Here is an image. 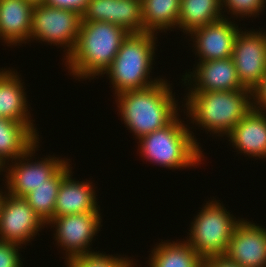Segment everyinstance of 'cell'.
Masks as SVG:
<instances>
[{
    "mask_svg": "<svg viewBox=\"0 0 266 267\" xmlns=\"http://www.w3.org/2000/svg\"><path fill=\"white\" fill-rule=\"evenodd\" d=\"M172 90L170 81L163 78L148 88L129 90L116 95V109L127 130L134 134V138L138 140L162 129L178 115L181 116L179 102Z\"/></svg>",
    "mask_w": 266,
    "mask_h": 267,
    "instance_id": "obj_1",
    "label": "cell"
},
{
    "mask_svg": "<svg viewBox=\"0 0 266 267\" xmlns=\"http://www.w3.org/2000/svg\"><path fill=\"white\" fill-rule=\"evenodd\" d=\"M130 33L109 22H81L78 41L64 60L68 73L76 80L99 79L110 67L120 46Z\"/></svg>",
    "mask_w": 266,
    "mask_h": 267,
    "instance_id": "obj_2",
    "label": "cell"
},
{
    "mask_svg": "<svg viewBox=\"0 0 266 267\" xmlns=\"http://www.w3.org/2000/svg\"><path fill=\"white\" fill-rule=\"evenodd\" d=\"M183 100L181 110L191 120L190 123L198 125V128L202 127L201 130H205L207 134L210 132L209 136L214 135L215 138H226L253 108L252 90L248 88L236 91L188 92Z\"/></svg>",
    "mask_w": 266,
    "mask_h": 267,
    "instance_id": "obj_3",
    "label": "cell"
},
{
    "mask_svg": "<svg viewBox=\"0 0 266 267\" xmlns=\"http://www.w3.org/2000/svg\"><path fill=\"white\" fill-rule=\"evenodd\" d=\"M179 117L138 139V150L143 160L170 170L200 166L205 158L201 144L197 142L192 127Z\"/></svg>",
    "mask_w": 266,
    "mask_h": 267,
    "instance_id": "obj_4",
    "label": "cell"
},
{
    "mask_svg": "<svg viewBox=\"0 0 266 267\" xmlns=\"http://www.w3.org/2000/svg\"><path fill=\"white\" fill-rule=\"evenodd\" d=\"M157 35L153 32L130 33L123 41L110 67L101 76L107 75L114 96L145 89L162 80V77L150 76L156 57Z\"/></svg>",
    "mask_w": 266,
    "mask_h": 267,
    "instance_id": "obj_5",
    "label": "cell"
},
{
    "mask_svg": "<svg viewBox=\"0 0 266 267\" xmlns=\"http://www.w3.org/2000/svg\"><path fill=\"white\" fill-rule=\"evenodd\" d=\"M219 201L214 198L203 204L190 223V233L186 237V241L203 260L225 254L233 231L242 220V217L237 219L227 211L223 202Z\"/></svg>",
    "mask_w": 266,
    "mask_h": 267,
    "instance_id": "obj_6",
    "label": "cell"
},
{
    "mask_svg": "<svg viewBox=\"0 0 266 267\" xmlns=\"http://www.w3.org/2000/svg\"><path fill=\"white\" fill-rule=\"evenodd\" d=\"M81 15L75 11L35 5L32 12L30 41L46 42L64 48L63 62L73 52L78 41Z\"/></svg>",
    "mask_w": 266,
    "mask_h": 267,
    "instance_id": "obj_7",
    "label": "cell"
},
{
    "mask_svg": "<svg viewBox=\"0 0 266 267\" xmlns=\"http://www.w3.org/2000/svg\"><path fill=\"white\" fill-rule=\"evenodd\" d=\"M100 209L96 212L77 213L54 217L46 228L51 226L56 245L65 251L64 263L70 259L93 252L91 245L103 225Z\"/></svg>",
    "mask_w": 266,
    "mask_h": 267,
    "instance_id": "obj_8",
    "label": "cell"
},
{
    "mask_svg": "<svg viewBox=\"0 0 266 267\" xmlns=\"http://www.w3.org/2000/svg\"><path fill=\"white\" fill-rule=\"evenodd\" d=\"M38 143L39 141L22 157L6 163V173L4 174L6 178L3 181L6 180L5 187L8 189V194L24 197L35 187L44 184L68 160L65 157L48 155V157L40 158L41 160L38 158L37 161H33V158L36 159L34 154L40 147V143Z\"/></svg>",
    "mask_w": 266,
    "mask_h": 267,
    "instance_id": "obj_9",
    "label": "cell"
},
{
    "mask_svg": "<svg viewBox=\"0 0 266 267\" xmlns=\"http://www.w3.org/2000/svg\"><path fill=\"white\" fill-rule=\"evenodd\" d=\"M241 84L253 90L266 73V32L241 29L234 42L232 57Z\"/></svg>",
    "mask_w": 266,
    "mask_h": 267,
    "instance_id": "obj_10",
    "label": "cell"
},
{
    "mask_svg": "<svg viewBox=\"0 0 266 267\" xmlns=\"http://www.w3.org/2000/svg\"><path fill=\"white\" fill-rule=\"evenodd\" d=\"M45 226L23 197L7 193L0 212V241L26 246Z\"/></svg>",
    "mask_w": 266,
    "mask_h": 267,
    "instance_id": "obj_11",
    "label": "cell"
},
{
    "mask_svg": "<svg viewBox=\"0 0 266 267\" xmlns=\"http://www.w3.org/2000/svg\"><path fill=\"white\" fill-rule=\"evenodd\" d=\"M194 70L182 75L188 92L236 91L245 89L239 81L234 61L231 57L211 61H199ZM191 85V86H190Z\"/></svg>",
    "mask_w": 266,
    "mask_h": 267,
    "instance_id": "obj_12",
    "label": "cell"
},
{
    "mask_svg": "<svg viewBox=\"0 0 266 267\" xmlns=\"http://www.w3.org/2000/svg\"><path fill=\"white\" fill-rule=\"evenodd\" d=\"M242 218L223 255L240 267H266V228Z\"/></svg>",
    "mask_w": 266,
    "mask_h": 267,
    "instance_id": "obj_13",
    "label": "cell"
},
{
    "mask_svg": "<svg viewBox=\"0 0 266 267\" xmlns=\"http://www.w3.org/2000/svg\"><path fill=\"white\" fill-rule=\"evenodd\" d=\"M235 22V23H234ZM236 21L229 18L192 30L187 36L192 39V47L199 61H211L232 57L234 42L238 32Z\"/></svg>",
    "mask_w": 266,
    "mask_h": 267,
    "instance_id": "obj_14",
    "label": "cell"
},
{
    "mask_svg": "<svg viewBox=\"0 0 266 267\" xmlns=\"http://www.w3.org/2000/svg\"><path fill=\"white\" fill-rule=\"evenodd\" d=\"M100 21L121 26L129 33H144L141 0H90L81 22Z\"/></svg>",
    "mask_w": 266,
    "mask_h": 267,
    "instance_id": "obj_15",
    "label": "cell"
},
{
    "mask_svg": "<svg viewBox=\"0 0 266 267\" xmlns=\"http://www.w3.org/2000/svg\"><path fill=\"white\" fill-rule=\"evenodd\" d=\"M226 137L237 154L266 160V113L252 108Z\"/></svg>",
    "mask_w": 266,
    "mask_h": 267,
    "instance_id": "obj_16",
    "label": "cell"
},
{
    "mask_svg": "<svg viewBox=\"0 0 266 267\" xmlns=\"http://www.w3.org/2000/svg\"><path fill=\"white\" fill-rule=\"evenodd\" d=\"M72 170L63 178L54 208V217L73 215L77 213L96 212L100 209L96 198V187L93 182L77 181ZM98 201V202H97Z\"/></svg>",
    "mask_w": 266,
    "mask_h": 267,
    "instance_id": "obj_17",
    "label": "cell"
},
{
    "mask_svg": "<svg viewBox=\"0 0 266 267\" xmlns=\"http://www.w3.org/2000/svg\"><path fill=\"white\" fill-rule=\"evenodd\" d=\"M33 5L26 0H0V40L7 46L29 43Z\"/></svg>",
    "mask_w": 266,
    "mask_h": 267,
    "instance_id": "obj_18",
    "label": "cell"
},
{
    "mask_svg": "<svg viewBox=\"0 0 266 267\" xmlns=\"http://www.w3.org/2000/svg\"><path fill=\"white\" fill-rule=\"evenodd\" d=\"M20 76L16 69L0 68V117L24 125H35V119L30 114L32 109L28 107L26 88Z\"/></svg>",
    "mask_w": 266,
    "mask_h": 267,
    "instance_id": "obj_19",
    "label": "cell"
},
{
    "mask_svg": "<svg viewBox=\"0 0 266 267\" xmlns=\"http://www.w3.org/2000/svg\"><path fill=\"white\" fill-rule=\"evenodd\" d=\"M39 139L36 126L0 117V159L3 162L22 157Z\"/></svg>",
    "mask_w": 266,
    "mask_h": 267,
    "instance_id": "obj_20",
    "label": "cell"
},
{
    "mask_svg": "<svg viewBox=\"0 0 266 267\" xmlns=\"http://www.w3.org/2000/svg\"><path fill=\"white\" fill-rule=\"evenodd\" d=\"M149 252V267H202L203 264V259L185 239L161 240Z\"/></svg>",
    "mask_w": 266,
    "mask_h": 267,
    "instance_id": "obj_21",
    "label": "cell"
},
{
    "mask_svg": "<svg viewBox=\"0 0 266 267\" xmlns=\"http://www.w3.org/2000/svg\"><path fill=\"white\" fill-rule=\"evenodd\" d=\"M222 11V0H181L177 30L189 34L224 18Z\"/></svg>",
    "mask_w": 266,
    "mask_h": 267,
    "instance_id": "obj_22",
    "label": "cell"
},
{
    "mask_svg": "<svg viewBox=\"0 0 266 267\" xmlns=\"http://www.w3.org/2000/svg\"><path fill=\"white\" fill-rule=\"evenodd\" d=\"M68 159L44 184L35 187L23 198L47 225L54 218L58 190L63 178L72 170Z\"/></svg>",
    "mask_w": 266,
    "mask_h": 267,
    "instance_id": "obj_23",
    "label": "cell"
},
{
    "mask_svg": "<svg viewBox=\"0 0 266 267\" xmlns=\"http://www.w3.org/2000/svg\"><path fill=\"white\" fill-rule=\"evenodd\" d=\"M141 2L144 32L159 34L173 31L174 28L176 30L181 0H141Z\"/></svg>",
    "mask_w": 266,
    "mask_h": 267,
    "instance_id": "obj_24",
    "label": "cell"
},
{
    "mask_svg": "<svg viewBox=\"0 0 266 267\" xmlns=\"http://www.w3.org/2000/svg\"><path fill=\"white\" fill-rule=\"evenodd\" d=\"M114 255V256H113ZM106 254V252L93 251L76 256L65 263L67 267H131L135 261L126 255ZM116 255V256H115ZM121 256V257H120Z\"/></svg>",
    "mask_w": 266,
    "mask_h": 267,
    "instance_id": "obj_25",
    "label": "cell"
},
{
    "mask_svg": "<svg viewBox=\"0 0 266 267\" xmlns=\"http://www.w3.org/2000/svg\"><path fill=\"white\" fill-rule=\"evenodd\" d=\"M266 0H222L223 17L228 19V16L224 14H231L230 18H253L259 17L260 13H263L266 8ZM226 10V11H225ZM230 12V13H229ZM234 15V16H233ZM233 16V17H232ZM239 16V17H238ZM246 16V17H245Z\"/></svg>",
    "mask_w": 266,
    "mask_h": 267,
    "instance_id": "obj_26",
    "label": "cell"
},
{
    "mask_svg": "<svg viewBox=\"0 0 266 267\" xmlns=\"http://www.w3.org/2000/svg\"><path fill=\"white\" fill-rule=\"evenodd\" d=\"M20 249V245L0 241V267H24Z\"/></svg>",
    "mask_w": 266,
    "mask_h": 267,
    "instance_id": "obj_27",
    "label": "cell"
},
{
    "mask_svg": "<svg viewBox=\"0 0 266 267\" xmlns=\"http://www.w3.org/2000/svg\"><path fill=\"white\" fill-rule=\"evenodd\" d=\"M89 2L90 0H45V5L54 8L72 10L82 15Z\"/></svg>",
    "mask_w": 266,
    "mask_h": 267,
    "instance_id": "obj_28",
    "label": "cell"
},
{
    "mask_svg": "<svg viewBox=\"0 0 266 267\" xmlns=\"http://www.w3.org/2000/svg\"><path fill=\"white\" fill-rule=\"evenodd\" d=\"M253 109L266 113V73L252 90Z\"/></svg>",
    "mask_w": 266,
    "mask_h": 267,
    "instance_id": "obj_29",
    "label": "cell"
},
{
    "mask_svg": "<svg viewBox=\"0 0 266 267\" xmlns=\"http://www.w3.org/2000/svg\"><path fill=\"white\" fill-rule=\"evenodd\" d=\"M202 267H240L238 264L227 260L224 256L211 257L203 260Z\"/></svg>",
    "mask_w": 266,
    "mask_h": 267,
    "instance_id": "obj_30",
    "label": "cell"
},
{
    "mask_svg": "<svg viewBox=\"0 0 266 267\" xmlns=\"http://www.w3.org/2000/svg\"><path fill=\"white\" fill-rule=\"evenodd\" d=\"M3 187L5 188V190H3V189L1 190V188H0V212H1L2 205H3V201L7 195V189H6L5 185Z\"/></svg>",
    "mask_w": 266,
    "mask_h": 267,
    "instance_id": "obj_31",
    "label": "cell"
},
{
    "mask_svg": "<svg viewBox=\"0 0 266 267\" xmlns=\"http://www.w3.org/2000/svg\"><path fill=\"white\" fill-rule=\"evenodd\" d=\"M26 1L32 4L33 6L45 4V0H26Z\"/></svg>",
    "mask_w": 266,
    "mask_h": 267,
    "instance_id": "obj_32",
    "label": "cell"
},
{
    "mask_svg": "<svg viewBox=\"0 0 266 267\" xmlns=\"http://www.w3.org/2000/svg\"><path fill=\"white\" fill-rule=\"evenodd\" d=\"M2 172V173H1ZM6 172V163L0 159V175Z\"/></svg>",
    "mask_w": 266,
    "mask_h": 267,
    "instance_id": "obj_33",
    "label": "cell"
},
{
    "mask_svg": "<svg viewBox=\"0 0 266 267\" xmlns=\"http://www.w3.org/2000/svg\"><path fill=\"white\" fill-rule=\"evenodd\" d=\"M135 266L137 267V264L136 263H134L131 267H135Z\"/></svg>",
    "mask_w": 266,
    "mask_h": 267,
    "instance_id": "obj_34",
    "label": "cell"
}]
</instances>
